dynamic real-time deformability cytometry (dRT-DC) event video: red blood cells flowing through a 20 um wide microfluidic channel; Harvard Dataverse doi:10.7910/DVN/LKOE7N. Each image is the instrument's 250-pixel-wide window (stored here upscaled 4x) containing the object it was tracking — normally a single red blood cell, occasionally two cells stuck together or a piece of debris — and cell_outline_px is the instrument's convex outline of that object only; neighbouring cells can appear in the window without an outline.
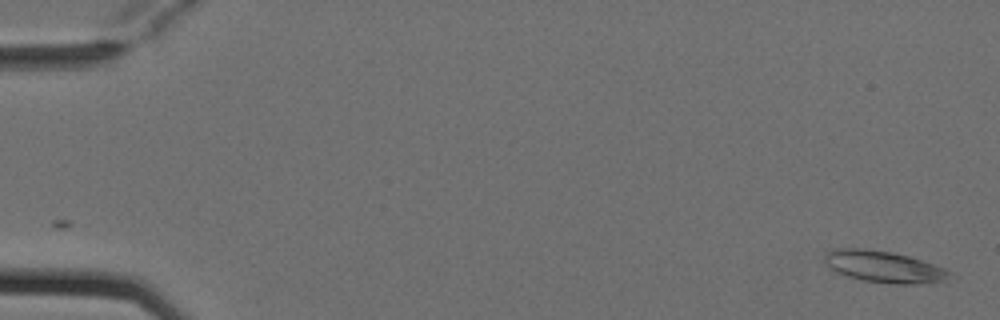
{"species": "Egyptian fruit bat (a non-hibernating species)", "species_latin": "Rousettus aegyptiacus", "temperature_condition": "cold", "stored_images_in_passage": 5, "camera_frame_rate_fps": 3000, "um_per_image_px": 0.085, "animal": {"sex": "female"}, "frame": {"image": 1, "passage_image": 1, "time_ms": 0.0, "image_size_px": [1000, 320], "cell_outline_px": [[956, 276], [932, 284], [896, 284], [864, 280], [844, 276], [836, 272], [824, 260], [824, 256], [828, 252], [836, 248], [864, 248], [892, 252], [908, 256], [944, 268], [952, 272]], "centroid_in_image_um": [75.19, 22.69], "position_along_channel_um": 9.8, "area_um2": 23.12}}
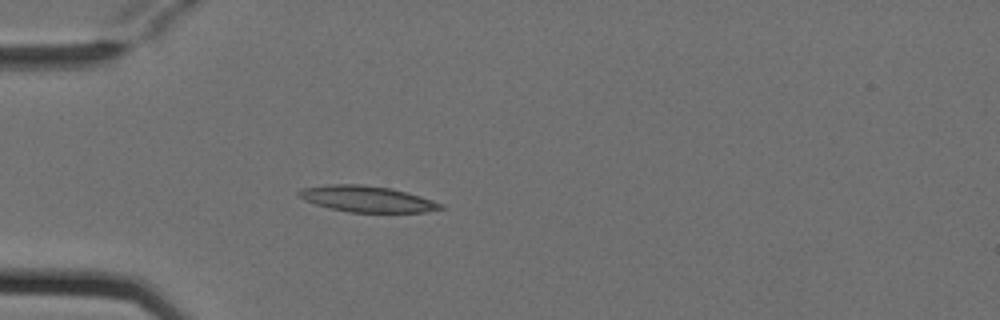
{"frame": {"image": 2, "passage_image": 5, "time_ms": 1.333, "image_size_px": [1000, 320], "cell_outline_px": [[444, 208], [428, 212], [348, 212], [328, 208], [304, 200], [296, 196], [296, 192], [300, 188], [328, 184], [360, 184], [392, 188], [408, 192], [444, 204]], "centroid_in_image_um": [31.16, 16.9], "position_along_channel_um": 53.8, "area_um2": 21.85}}